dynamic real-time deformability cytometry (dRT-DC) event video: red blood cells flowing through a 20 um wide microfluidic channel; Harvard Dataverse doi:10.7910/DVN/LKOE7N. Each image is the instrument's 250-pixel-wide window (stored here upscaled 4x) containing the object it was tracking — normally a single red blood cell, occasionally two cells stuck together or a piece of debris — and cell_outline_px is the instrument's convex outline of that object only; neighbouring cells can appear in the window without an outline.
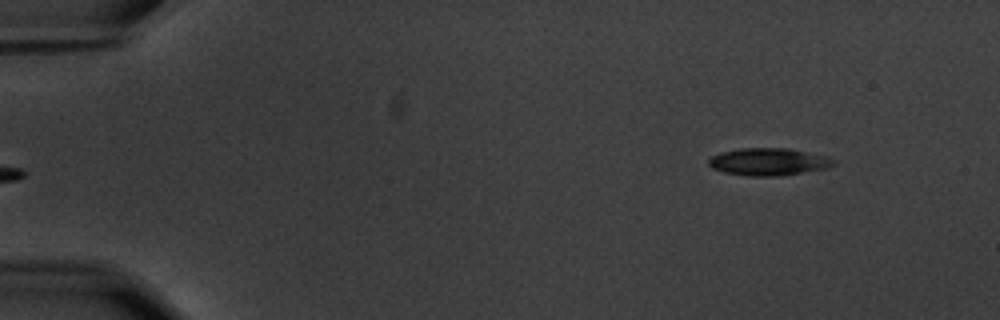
{"species": "common noctule bat (a hibernating species)", "species_latin": "Nyctalus noctula", "temperature_condition": "warm", "stored_images_in_passage": 52, "camera_frame_rate_fps": 3000, "um_per_image_px": 0.085, "animal": {"sex": "male", "body_mass_g": 20.1, "forearm_length_mm": 53.5}, "frame": {"image": 1, "passage_image": 1, "time_ms": 0.0, "image_size_px": [1000, 320], "cell_outline_px": [[836, 164], [828, 168], [780, 176], [744, 176], [724, 172], [712, 168], [708, 164], [708, 160], [712, 156], [720, 152], [740, 148], [788, 148], [828, 156], [836, 160]], "centroid_in_image_um": [65.34, 13.75], "position_along_channel_um": 19.7, "area_um2": 20.17}}
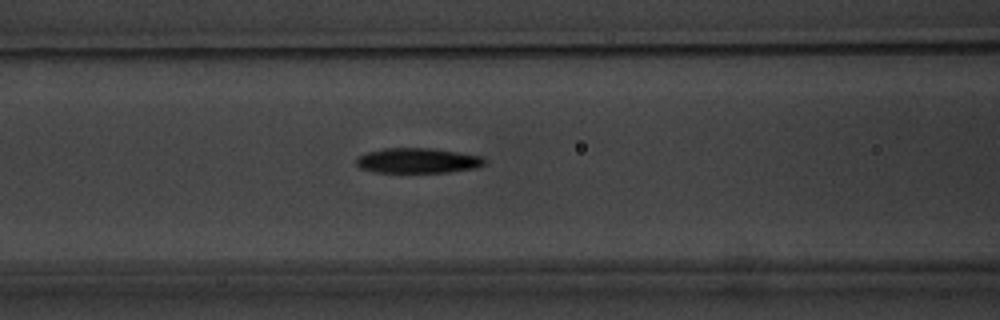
{"frame": {"image": 2, "passage_image": 19, "time_ms": 6.0, "image_size_px": [1000, 320], "cell_outline_px": [[488, 160], [484, 164], [476, 168], [448, 172], [372, 172], [360, 168], [356, 164], [356, 156], [368, 152], [384, 148], [432, 148], [484, 156]], "centroid_in_image_um": [35.52, 13.65], "position_along_channel_um": 131.1, "area_um2": 18.96}}
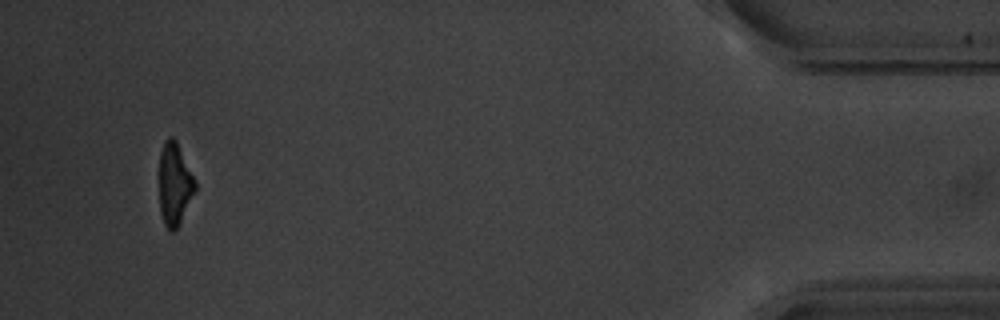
{"frame": {"image": 3, "passage_image": 49, "time_ms": 16.0, "image_size_px": [1000, 320], "cell_outline_px": [[196, 188], [180, 224], [172, 232], [164, 224], [160, 212], [160, 152], [164, 140], [168, 136], [172, 136], [176, 140], [196, 180]], "centroid_in_image_um": [14.84, 15.62], "position_along_channel_um": 420.4, "area_um2": 17.22}, "authors_computed_cell_mechanics": {"area_um2": 19.1896, "velocity_mm_per_s": 3.5748, "shape_relaxation_time_tau1_ms": 2.1204, "shape_relaxation_time_tau2_ms": 4.3986, "deformation_change_tau1": 0.1795, "deformation_change_tau2": 0.1478}}